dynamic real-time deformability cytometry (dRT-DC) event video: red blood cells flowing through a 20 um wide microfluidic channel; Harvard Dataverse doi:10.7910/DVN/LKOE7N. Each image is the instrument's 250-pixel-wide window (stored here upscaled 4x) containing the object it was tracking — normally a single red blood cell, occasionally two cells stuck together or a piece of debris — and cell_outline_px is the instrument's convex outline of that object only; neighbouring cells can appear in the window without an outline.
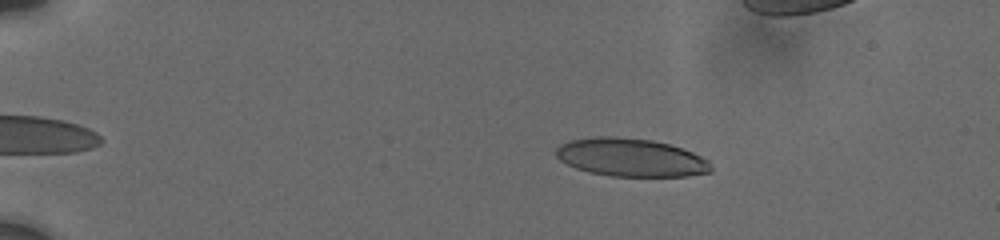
{"species": "human", "species_latin": "Homo sapiens", "temperature_condition": "cold", "stored_images_in_passage": 67, "camera_frame_rate_fps": 3000, "um_per_image_px": 0.085, "donor": {"sex": "male"}, "frame": {"image": 1, "passage_image": 11, "time_ms": 2.0, "image_size_px": [1000, 240], "cell_outline_px": [[712, 172], [688, 176], [612, 176], [592, 172], [576, 168], [560, 160], [556, 156], [556, 148], [560, 144], [568, 140], [596, 136], [616, 136], [652, 140], [668, 144], [692, 152], [708, 160], [712, 168]], "centroid_in_image_um": [53.61, 13.38], "position_along_channel_um": 31.4, "area_um2": 34.39}}
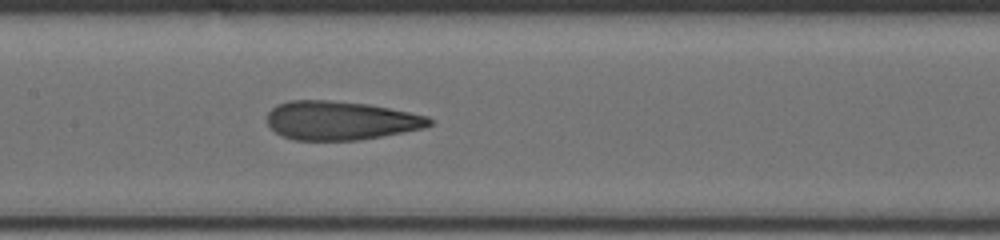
{"frame": {"image": 2, "passage_image": 38, "time_ms": 8.333, "image_size_px": [1000, 240], "cell_outline_px": [[432, 124], [424, 128], [380, 136], [356, 140], [292, 140], [280, 136], [268, 124], [268, 112], [276, 104], [288, 100], [328, 100], [368, 104], [428, 116], [432, 120]], "centroid_in_image_um": [28.9, 10.24], "position_along_channel_um": 178.5, "area_um2": 36.59}}
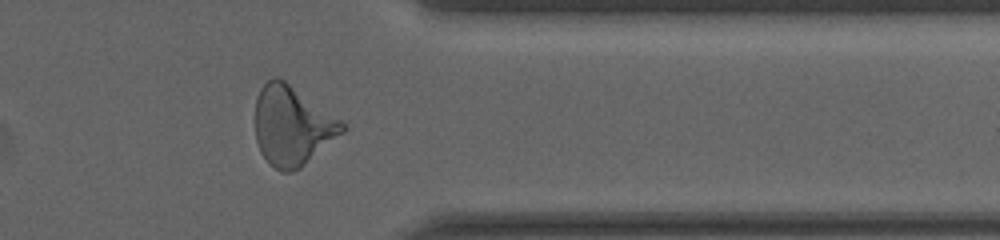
{"frame": {"image": 3, "passage_image": 56, "time_ms": 14.0, "image_size_px": [1000, 240], "cell_outline_px": [[348, 128], [344, 132], [300, 168], [292, 172], [280, 172], [260, 152], [256, 140], [256, 96], [260, 88], [268, 80], [276, 76], [284, 80], [340, 120]], "centroid_in_image_um": [24.82, 10.7], "position_along_channel_um": 386.6, "area_um2": 39.65}}